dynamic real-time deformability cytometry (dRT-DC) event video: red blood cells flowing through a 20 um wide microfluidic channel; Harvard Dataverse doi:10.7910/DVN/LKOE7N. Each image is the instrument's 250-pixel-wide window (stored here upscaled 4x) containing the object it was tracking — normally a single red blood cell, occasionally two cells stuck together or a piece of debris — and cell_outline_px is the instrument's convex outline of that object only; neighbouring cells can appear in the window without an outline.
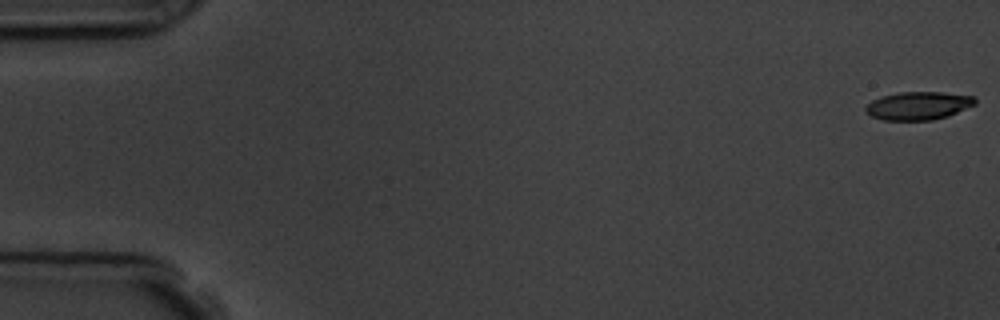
{"species": "common noctule bat (a hibernating species)", "species_latin": "Nyctalus noctula", "temperature_condition": "room temperature", "stored_images_in_passage": 3, "camera_frame_rate_fps": 3000, "um_per_image_px": 0.085, "animal": {"sex": "male", "body_mass_g": 19.5, "forearm_length_mm": 54.6}, "frame": {"image": 1, "passage_image": 1, "time_ms": 0.0, "image_size_px": [1000, 320], "cell_outline_px": [[976, 104], [948, 116], [932, 120], [884, 120], [872, 116], [864, 108], [872, 100], [880, 96], [900, 92], [940, 92], [976, 96]], "centroid_in_image_um": [78.08, 8.98], "position_along_channel_um": 6.9, "area_um2": 17.92}}